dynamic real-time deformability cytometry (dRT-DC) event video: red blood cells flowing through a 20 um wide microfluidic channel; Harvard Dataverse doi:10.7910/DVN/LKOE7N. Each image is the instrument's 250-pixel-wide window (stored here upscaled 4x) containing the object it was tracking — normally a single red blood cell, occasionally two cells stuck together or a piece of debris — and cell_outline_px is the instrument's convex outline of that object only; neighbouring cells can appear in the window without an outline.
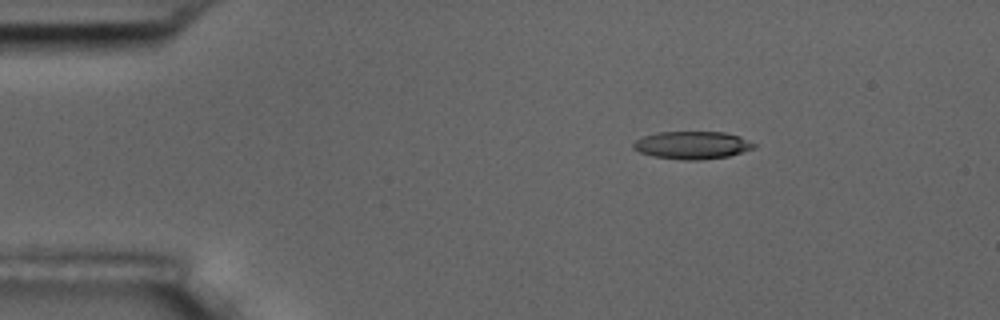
{"species": "common noctule bat (a hibernating species)", "species_latin": "Nyctalus noctula", "temperature_condition": "room temperature", "stored_images_in_passage": 15, "camera_frame_rate_fps": 3000, "um_per_image_px": 0.085, "animal": {"sex": "male", "body_mass_g": 17.5, "forearm_length_mm": 52.3}, "frame": {"image": 1, "passage_image": 3, "time_ms": 2.333, "image_size_px": [1000, 320], "cell_outline_px": [[756, 148], [728, 156], [700, 160], [684, 160], [652, 156], [640, 152], [632, 148], [632, 144], [636, 140], [644, 136], [656, 132], [724, 132], [740, 136], [756, 144]], "centroid_in_image_um": [58.84, 12.34], "position_along_channel_um": 26.2, "area_um2": 19.54}}
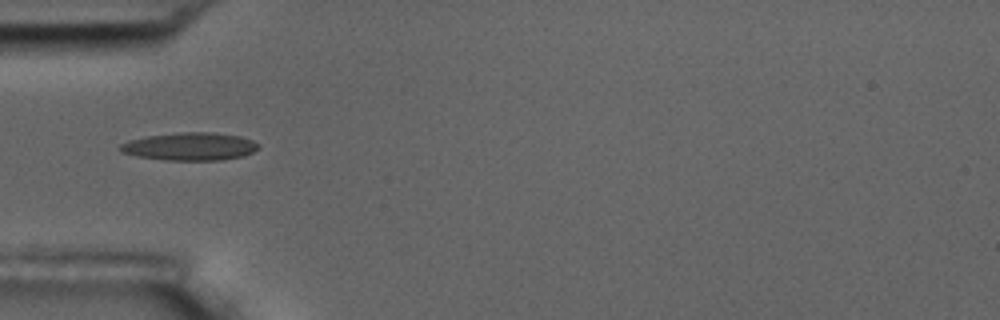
{"frame": {"image": 2, "passage_image": 5, "time_ms": 5.333, "image_size_px": [1000, 320], "cell_outline_px": [[260, 144], [252, 152], [244, 156], [220, 160], [164, 160], [136, 156], [120, 152], [120, 144], [128, 140], [148, 136], [180, 132], [212, 132], [240, 136], [252, 140]], "centroid_in_image_um": [16.13, 12.45], "position_along_channel_um": 68.9, "area_um2": 22.43}}
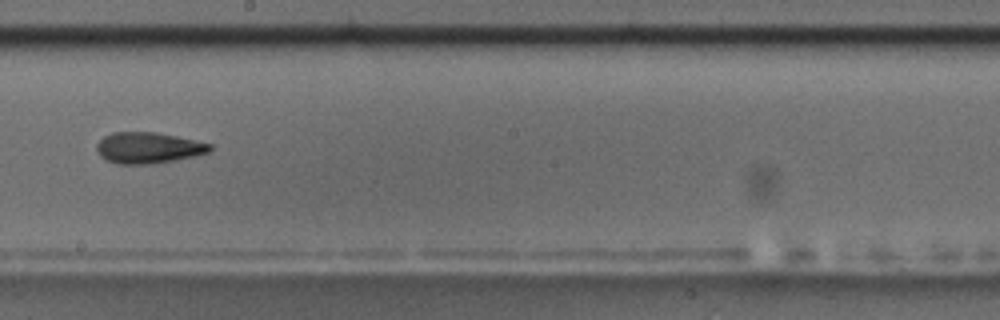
{"frame": {"image": 3, "passage_image": 9, "time_ms": 10.0, "image_size_px": [1000, 320], "cell_outline_px": [[212, 152], [196, 156], [176, 160], [152, 164], [116, 164], [100, 156], [96, 152], [96, 144], [104, 136], [112, 132], [156, 132], [176, 136], [212, 144]], "centroid_in_image_um": [12.61, 12.57], "position_along_channel_um": 235.6, "area_um2": 20.75}, "authors_computed_cell_mechanics": {"area_um2": 19.9988, "velocity_mm_per_s": 3.5779, "shape_relaxation_time_tau1_ms": 5.5896, "shape_relaxation_time_tau2_ms": 3.0119, "deformation_change_tau1": 0.19, "deformation_change_tau2": 0.1069}}